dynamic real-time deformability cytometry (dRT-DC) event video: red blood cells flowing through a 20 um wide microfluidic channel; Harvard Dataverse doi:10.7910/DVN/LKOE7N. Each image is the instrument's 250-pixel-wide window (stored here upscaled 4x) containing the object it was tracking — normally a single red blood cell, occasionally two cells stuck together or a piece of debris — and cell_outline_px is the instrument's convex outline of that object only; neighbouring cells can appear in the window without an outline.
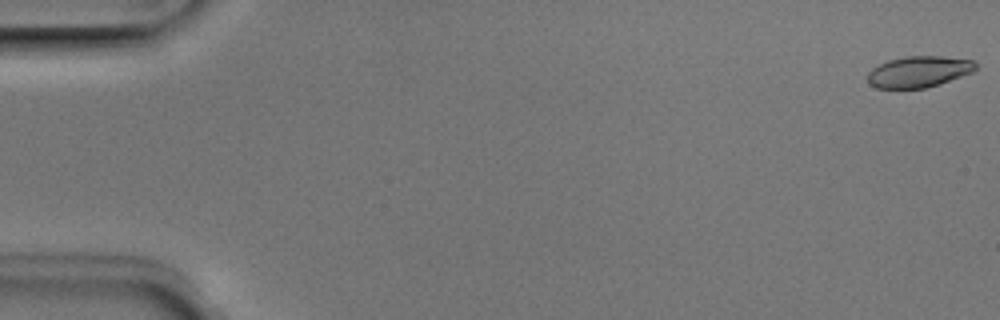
{"species": "Egyptian fruit bat (a non-hibernating species)", "species_latin": "Rousettus aegyptiacus", "temperature_condition": "room temperature", "stored_images_in_passage": 5, "camera_frame_rate_fps": 3000, "um_per_image_px": 0.085, "animal": {"sex": "male"}, "frame": {"image": 1, "passage_image": 1, "time_ms": 0.0, "image_size_px": [1000, 320], "cell_outline_px": [[976, 72], [940, 84], [924, 88], [876, 88], [868, 84], [868, 72], [872, 68], [888, 60], [904, 56], [940, 56], [972, 60], [976, 64]], "centroid_in_image_um": [78.12, 6.1], "position_along_channel_um": 6.9, "area_um2": 19.83}}
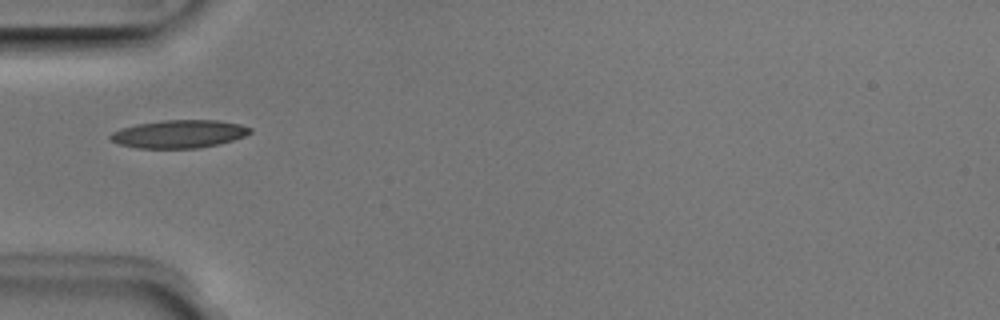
{"frame": {"image": 2, "passage_image": 5, "time_ms": 1.333, "image_size_px": [1000, 320], "cell_outline_px": [[252, 132], [244, 136], [232, 140], [216, 144], [196, 148], [136, 148], [120, 144], [112, 140], [108, 136], [112, 132], [120, 128], [136, 124], [164, 120], [220, 120], [240, 124], [252, 128]], "centroid_in_image_um": [15.21, 11.38], "position_along_channel_um": 69.8, "area_um2": 22.72}}